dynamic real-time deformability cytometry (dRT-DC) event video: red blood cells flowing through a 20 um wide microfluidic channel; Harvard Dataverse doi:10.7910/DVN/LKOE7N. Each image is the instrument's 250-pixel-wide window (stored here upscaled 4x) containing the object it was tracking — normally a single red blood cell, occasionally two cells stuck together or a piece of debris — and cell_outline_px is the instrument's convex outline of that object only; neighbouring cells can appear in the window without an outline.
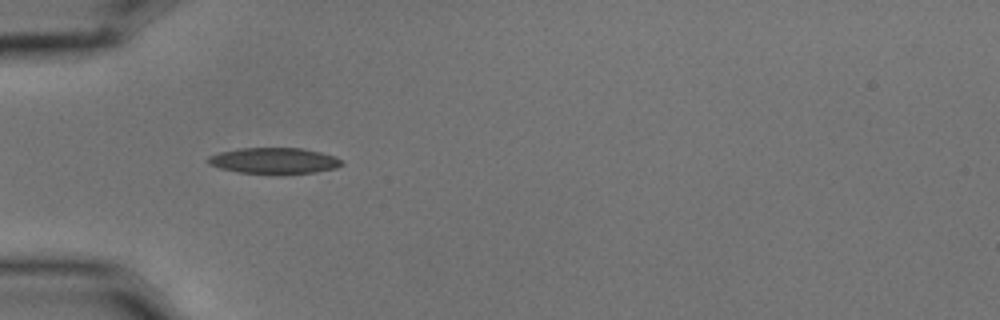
{"species": "common noctule bat (a hibernating species)", "species_latin": "Nyctalus noctula", "temperature_condition": "cold", "stored_images_in_passage": 4, "camera_frame_rate_fps": 3000, "um_per_image_px": 0.085, "animal": {"sex": "male", "body_mass_g": 15.6}, "frame": {"image": 1, "passage_image": 4, "time_ms": 1.0, "image_size_px": [1000, 320], "cell_outline_px": [[344, 164], [336, 168], [316, 172], [280, 176], [240, 172], [220, 168], [208, 164], [204, 160], [208, 156], [220, 152], [240, 148], [300, 148], [320, 152], [336, 156]], "centroid_in_image_um": [23.29, 13.69], "position_along_channel_um": 61.7, "area_um2": 20.87}}